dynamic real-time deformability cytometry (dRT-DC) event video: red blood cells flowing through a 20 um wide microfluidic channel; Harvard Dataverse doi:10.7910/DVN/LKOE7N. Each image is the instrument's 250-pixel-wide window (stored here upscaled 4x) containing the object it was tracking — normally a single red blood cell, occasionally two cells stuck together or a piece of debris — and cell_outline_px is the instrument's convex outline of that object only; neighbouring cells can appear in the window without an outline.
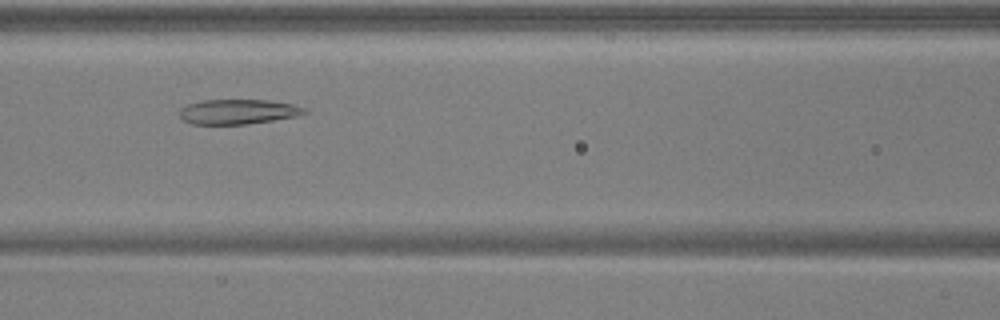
{"species": "common noctule bat (a hibernating species)", "species_latin": "Nyctalus noctula", "temperature_condition": "warm", "stored_images_in_passage": 32, "camera_frame_rate_fps": 3000, "um_per_image_px": 0.085, "animal": {"sex": "male", "body_mass_g": 17.9, "forearm_length_mm": 54.2}, "frame": {"image": 1, "passage_image": 13, "time_ms": 4.0, "image_size_px": [1000, 320], "cell_outline_px": [[308, 112], [300, 116], [248, 124], [192, 124], [180, 120], [180, 108], [188, 104], [204, 100], [268, 100], [292, 104], [304, 108]], "centroid_in_image_um": [20.23, 9.5], "position_along_channel_um": 146.4, "area_um2": 18.21}}
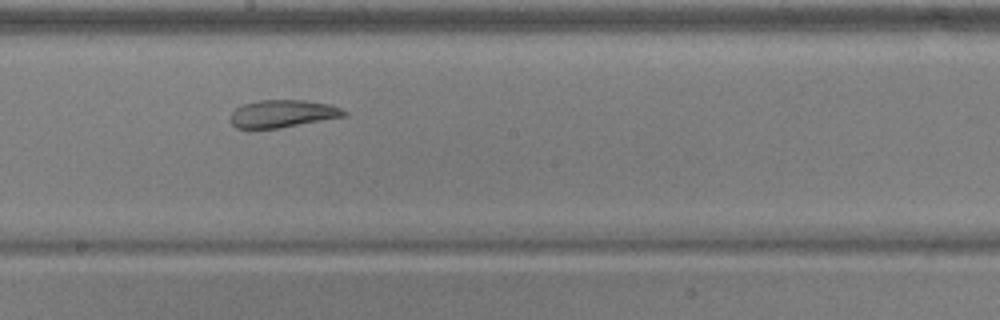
{"frame": {"image": 2, "passage_image": 19, "time_ms": 6.0, "image_size_px": [1000, 320], "cell_outline_px": [[348, 116], [280, 128], [236, 128], [228, 120], [232, 112], [236, 108], [244, 104], [260, 100], [304, 100], [332, 104], [348, 112]], "centroid_in_image_um": [24.06, 9.66], "position_along_channel_um": 224.1, "area_um2": 18.44}}
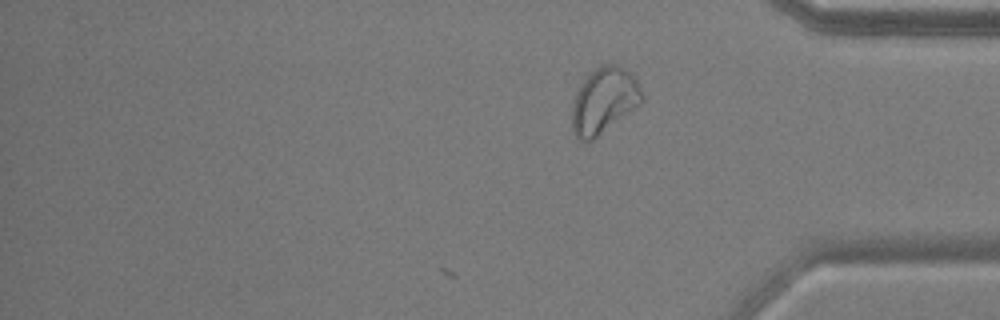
{"frame": {"image": 3, "passage_image": 32, "time_ms": 10.333, "image_size_px": [1000, 320], "cell_outline_px": [[644, 100], [640, 104], [592, 140], [580, 140], [572, 132], [572, 108], [576, 92], [580, 84], [600, 64], [616, 64], [624, 68], [640, 84], [644, 96]], "centroid_in_image_um": [51.34, 8.54], "position_along_channel_um": 383.9, "area_um2": 26.53}, "authors_computed_cell_mechanics": {"area_um2": 19.2474, "velocity_mm_per_s": 3.9084, "shape_relaxation_time_tau1_ms": null, "shape_relaxation_time_tau2_ms": 2.2367, "deformation_change_tau1": null, "deformation_change_tau2": 0.0738}}